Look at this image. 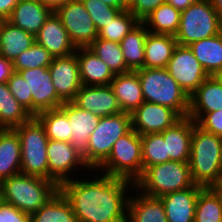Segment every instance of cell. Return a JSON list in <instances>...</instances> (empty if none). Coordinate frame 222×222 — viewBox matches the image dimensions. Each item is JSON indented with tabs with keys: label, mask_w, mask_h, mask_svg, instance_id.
Returning a JSON list of instances; mask_svg holds the SVG:
<instances>
[{
	"label": "cell",
	"mask_w": 222,
	"mask_h": 222,
	"mask_svg": "<svg viewBox=\"0 0 222 222\" xmlns=\"http://www.w3.org/2000/svg\"><path fill=\"white\" fill-rule=\"evenodd\" d=\"M99 174L90 180L71 177L59 185V191L71 204L79 222H127V191L134 190L135 184Z\"/></svg>",
	"instance_id": "obj_1"
},
{
	"label": "cell",
	"mask_w": 222,
	"mask_h": 222,
	"mask_svg": "<svg viewBox=\"0 0 222 222\" xmlns=\"http://www.w3.org/2000/svg\"><path fill=\"white\" fill-rule=\"evenodd\" d=\"M191 176L196 185L211 187L222 180V137L194 126L189 158Z\"/></svg>",
	"instance_id": "obj_2"
},
{
	"label": "cell",
	"mask_w": 222,
	"mask_h": 222,
	"mask_svg": "<svg viewBox=\"0 0 222 222\" xmlns=\"http://www.w3.org/2000/svg\"><path fill=\"white\" fill-rule=\"evenodd\" d=\"M58 191L59 185L56 182L23 173L0 183V199L29 215L39 210Z\"/></svg>",
	"instance_id": "obj_3"
},
{
	"label": "cell",
	"mask_w": 222,
	"mask_h": 222,
	"mask_svg": "<svg viewBox=\"0 0 222 222\" xmlns=\"http://www.w3.org/2000/svg\"><path fill=\"white\" fill-rule=\"evenodd\" d=\"M136 72L146 102L170 107L181 117L188 116L189 96L166 68L143 67Z\"/></svg>",
	"instance_id": "obj_4"
},
{
	"label": "cell",
	"mask_w": 222,
	"mask_h": 222,
	"mask_svg": "<svg viewBox=\"0 0 222 222\" xmlns=\"http://www.w3.org/2000/svg\"><path fill=\"white\" fill-rule=\"evenodd\" d=\"M134 184L136 191L141 190L142 194L156 198L195 185L189 163L178 161L147 167Z\"/></svg>",
	"instance_id": "obj_5"
},
{
	"label": "cell",
	"mask_w": 222,
	"mask_h": 222,
	"mask_svg": "<svg viewBox=\"0 0 222 222\" xmlns=\"http://www.w3.org/2000/svg\"><path fill=\"white\" fill-rule=\"evenodd\" d=\"M141 135L131 129L116 140L108 158L96 169L135 183L143 174ZM100 170V171H98Z\"/></svg>",
	"instance_id": "obj_6"
},
{
	"label": "cell",
	"mask_w": 222,
	"mask_h": 222,
	"mask_svg": "<svg viewBox=\"0 0 222 222\" xmlns=\"http://www.w3.org/2000/svg\"><path fill=\"white\" fill-rule=\"evenodd\" d=\"M222 32V19L210 0H197L181 11L175 39L180 46L212 37Z\"/></svg>",
	"instance_id": "obj_7"
},
{
	"label": "cell",
	"mask_w": 222,
	"mask_h": 222,
	"mask_svg": "<svg viewBox=\"0 0 222 222\" xmlns=\"http://www.w3.org/2000/svg\"><path fill=\"white\" fill-rule=\"evenodd\" d=\"M21 144V173L48 179V137L41 122L32 116L14 128Z\"/></svg>",
	"instance_id": "obj_8"
},
{
	"label": "cell",
	"mask_w": 222,
	"mask_h": 222,
	"mask_svg": "<svg viewBox=\"0 0 222 222\" xmlns=\"http://www.w3.org/2000/svg\"><path fill=\"white\" fill-rule=\"evenodd\" d=\"M132 129L131 114L121 112L100 118L88 139L87 165L94 171L108 158L117 139Z\"/></svg>",
	"instance_id": "obj_9"
},
{
	"label": "cell",
	"mask_w": 222,
	"mask_h": 222,
	"mask_svg": "<svg viewBox=\"0 0 222 222\" xmlns=\"http://www.w3.org/2000/svg\"><path fill=\"white\" fill-rule=\"evenodd\" d=\"M76 48L88 47L98 36L81 0H71L55 11Z\"/></svg>",
	"instance_id": "obj_10"
},
{
	"label": "cell",
	"mask_w": 222,
	"mask_h": 222,
	"mask_svg": "<svg viewBox=\"0 0 222 222\" xmlns=\"http://www.w3.org/2000/svg\"><path fill=\"white\" fill-rule=\"evenodd\" d=\"M166 69L188 96L209 77L188 46L177 45Z\"/></svg>",
	"instance_id": "obj_11"
},
{
	"label": "cell",
	"mask_w": 222,
	"mask_h": 222,
	"mask_svg": "<svg viewBox=\"0 0 222 222\" xmlns=\"http://www.w3.org/2000/svg\"><path fill=\"white\" fill-rule=\"evenodd\" d=\"M27 81L29 94H32V116L39 112L60 108L64 103L57 95L48 67L18 71Z\"/></svg>",
	"instance_id": "obj_12"
},
{
	"label": "cell",
	"mask_w": 222,
	"mask_h": 222,
	"mask_svg": "<svg viewBox=\"0 0 222 222\" xmlns=\"http://www.w3.org/2000/svg\"><path fill=\"white\" fill-rule=\"evenodd\" d=\"M48 179L60 185L75 169H90L83 156L69 142L48 140ZM77 167V168H76Z\"/></svg>",
	"instance_id": "obj_13"
},
{
	"label": "cell",
	"mask_w": 222,
	"mask_h": 222,
	"mask_svg": "<svg viewBox=\"0 0 222 222\" xmlns=\"http://www.w3.org/2000/svg\"><path fill=\"white\" fill-rule=\"evenodd\" d=\"M182 117L173 109L144 101L131 113L132 129L140 135L162 133Z\"/></svg>",
	"instance_id": "obj_14"
},
{
	"label": "cell",
	"mask_w": 222,
	"mask_h": 222,
	"mask_svg": "<svg viewBox=\"0 0 222 222\" xmlns=\"http://www.w3.org/2000/svg\"><path fill=\"white\" fill-rule=\"evenodd\" d=\"M48 69L58 97L63 102H72L82 86L76 52L53 58Z\"/></svg>",
	"instance_id": "obj_15"
},
{
	"label": "cell",
	"mask_w": 222,
	"mask_h": 222,
	"mask_svg": "<svg viewBox=\"0 0 222 222\" xmlns=\"http://www.w3.org/2000/svg\"><path fill=\"white\" fill-rule=\"evenodd\" d=\"M72 102L100 118L122 112L110 85H82Z\"/></svg>",
	"instance_id": "obj_16"
},
{
	"label": "cell",
	"mask_w": 222,
	"mask_h": 222,
	"mask_svg": "<svg viewBox=\"0 0 222 222\" xmlns=\"http://www.w3.org/2000/svg\"><path fill=\"white\" fill-rule=\"evenodd\" d=\"M60 109L67 115L72 134L71 145L83 156L87 164L88 139L97 127L100 117L79 108L73 102H64Z\"/></svg>",
	"instance_id": "obj_17"
},
{
	"label": "cell",
	"mask_w": 222,
	"mask_h": 222,
	"mask_svg": "<svg viewBox=\"0 0 222 222\" xmlns=\"http://www.w3.org/2000/svg\"><path fill=\"white\" fill-rule=\"evenodd\" d=\"M35 40L37 44L46 48L54 58L68 56L77 49L55 12H52L46 19L44 25L35 35Z\"/></svg>",
	"instance_id": "obj_18"
},
{
	"label": "cell",
	"mask_w": 222,
	"mask_h": 222,
	"mask_svg": "<svg viewBox=\"0 0 222 222\" xmlns=\"http://www.w3.org/2000/svg\"><path fill=\"white\" fill-rule=\"evenodd\" d=\"M203 188L195 184L188 189L161 196L168 222H194L198 194Z\"/></svg>",
	"instance_id": "obj_19"
},
{
	"label": "cell",
	"mask_w": 222,
	"mask_h": 222,
	"mask_svg": "<svg viewBox=\"0 0 222 222\" xmlns=\"http://www.w3.org/2000/svg\"><path fill=\"white\" fill-rule=\"evenodd\" d=\"M222 110V85L214 76H209L189 96L188 116L197 122L205 113Z\"/></svg>",
	"instance_id": "obj_20"
},
{
	"label": "cell",
	"mask_w": 222,
	"mask_h": 222,
	"mask_svg": "<svg viewBox=\"0 0 222 222\" xmlns=\"http://www.w3.org/2000/svg\"><path fill=\"white\" fill-rule=\"evenodd\" d=\"M195 125L196 122L186 116L161 133L171 161L189 162L192 132Z\"/></svg>",
	"instance_id": "obj_21"
},
{
	"label": "cell",
	"mask_w": 222,
	"mask_h": 222,
	"mask_svg": "<svg viewBox=\"0 0 222 222\" xmlns=\"http://www.w3.org/2000/svg\"><path fill=\"white\" fill-rule=\"evenodd\" d=\"M51 13L52 11L39 0H20L7 21L36 35Z\"/></svg>",
	"instance_id": "obj_22"
},
{
	"label": "cell",
	"mask_w": 222,
	"mask_h": 222,
	"mask_svg": "<svg viewBox=\"0 0 222 222\" xmlns=\"http://www.w3.org/2000/svg\"><path fill=\"white\" fill-rule=\"evenodd\" d=\"M110 86L117 97L122 112L131 114L145 101L136 71L116 74L110 82Z\"/></svg>",
	"instance_id": "obj_23"
},
{
	"label": "cell",
	"mask_w": 222,
	"mask_h": 222,
	"mask_svg": "<svg viewBox=\"0 0 222 222\" xmlns=\"http://www.w3.org/2000/svg\"><path fill=\"white\" fill-rule=\"evenodd\" d=\"M79 74L82 85H110L114 74L88 47L76 49Z\"/></svg>",
	"instance_id": "obj_24"
},
{
	"label": "cell",
	"mask_w": 222,
	"mask_h": 222,
	"mask_svg": "<svg viewBox=\"0 0 222 222\" xmlns=\"http://www.w3.org/2000/svg\"><path fill=\"white\" fill-rule=\"evenodd\" d=\"M21 173V144L14 129H0V183Z\"/></svg>",
	"instance_id": "obj_25"
},
{
	"label": "cell",
	"mask_w": 222,
	"mask_h": 222,
	"mask_svg": "<svg viewBox=\"0 0 222 222\" xmlns=\"http://www.w3.org/2000/svg\"><path fill=\"white\" fill-rule=\"evenodd\" d=\"M35 35L3 20L0 25V56L14 61L23 51L34 43Z\"/></svg>",
	"instance_id": "obj_26"
},
{
	"label": "cell",
	"mask_w": 222,
	"mask_h": 222,
	"mask_svg": "<svg viewBox=\"0 0 222 222\" xmlns=\"http://www.w3.org/2000/svg\"><path fill=\"white\" fill-rule=\"evenodd\" d=\"M178 43L173 35L148 32L145 41V68H166Z\"/></svg>",
	"instance_id": "obj_27"
},
{
	"label": "cell",
	"mask_w": 222,
	"mask_h": 222,
	"mask_svg": "<svg viewBox=\"0 0 222 222\" xmlns=\"http://www.w3.org/2000/svg\"><path fill=\"white\" fill-rule=\"evenodd\" d=\"M127 222H168L160 198L142 194L128 200Z\"/></svg>",
	"instance_id": "obj_28"
},
{
	"label": "cell",
	"mask_w": 222,
	"mask_h": 222,
	"mask_svg": "<svg viewBox=\"0 0 222 222\" xmlns=\"http://www.w3.org/2000/svg\"><path fill=\"white\" fill-rule=\"evenodd\" d=\"M146 26L139 22L119 43L127 68L136 71L144 67Z\"/></svg>",
	"instance_id": "obj_29"
},
{
	"label": "cell",
	"mask_w": 222,
	"mask_h": 222,
	"mask_svg": "<svg viewBox=\"0 0 222 222\" xmlns=\"http://www.w3.org/2000/svg\"><path fill=\"white\" fill-rule=\"evenodd\" d=\"M209 76L222 68V32L188 45Z\"/></svg>",
	"instance_id": "obj_30"
},
{
	"label": "cell",
	"mask_w": 222,
	"mask_h": 222,
	"mask_svg": "<svg viewBox=\"0 0 222 222\" xmlns=\"http://www.w3.org/2000/svg\"><path fill=\"white\" fill-rule=\"evenodd\" d=\"M32 115L10 92L7 83H0V129H14Z\"/></svg>",
	"instance_id": "obj_31"
},
{
	"label": "cell",
	"mask_w": 222,
	"mask_h": 222,
	"mask_svg": "<svg viewBox=\"0 0 222 222\" xmlns=\"http://www.w3.org/2000/svg\"><path fill=\"white\" fill-rule=\"evenodd\" d=\"M180 19L181 11L168 3H164L148 14L141 22L151 33L175 36Z\"/></svg>",
	"instance_id": "obj_32"
},
{
	"label": "cell",
	"mask_w": 222,
	"mask_h": 222,
	"mask_svg": "<svg viewBox=\"0 0 222 222\" xmlns=\"http://www.w3.org/2000/svg\"><path fill=\"white\" fill-rule=\"evenodd\" d=\"M31 222H79L69 201L58 191L45 205L30 215Z\"/></svg>",
	"instance_id": "obj_33"
},
{
	"label": "cell",
	"mask_w": 222,
	"mask_h": 222,
	"mask_svg": "<svg viewBox=\"0 0 222 222\" xmlns=\"http://www.w3.org/2000/svg\"><path fill=\"white\" fill-rule=\"evenodd\" d=\"M43 125L49 140L69 142L72 134L67 115L60 109L39 112L35 116Z\"/></svg>",
	"instance_id": "obj_34"
},
{
	"label": "cell",
	"mask_w": 222,
	"mask_h": 222,
	"mask_svg": "<svg viewBox=\"0 0 222 222\" xmlns=\"http://www.w3.org/2000/svg\"><path fill=\"white\" fill-rule=\"evenodd\" d=\"M88 48L108 65L114 75L130 72L119 43L96 38Z\"/></svg>",
	"instance_id": "obj_35"
},
{
	"label": "cell",
	"mask_w": 222,
	"mask_h": 222,
	"mask_svg": "<svg viewBox=\"0 0 222 222\" xmlns=\"http://www.w3.org/2000/svg\"><path fill=\"white\" fill-rule=\"evenodd\" d=\"M194 222H222L220 199L210 187L203 188L198 194Z\"/></svg>",
	"instance_id": "obj_36"
},
{
	"label": "cell",
	"mask_w": 222,
	"mask_h": 222,
	"mask_svg": "<svg viewBox=\"0 0 222 222\" xmlns=\"http://www.w3.org/2000/svg\"><path fill=\"white\" fill-rule=\"evenodd\" d=\"M141 140L143 171L147 167L171 161L161 133L141 135Z\"/></svg>",
	"instance_id": "obj_37"
},
{
	"label": "cell",
	"mask_w": 222,
	"mask_h": 222,
	"mask_svg": "<svg viewBox=\"0 0 222 222\" xmlns=\"http://www.w3.org/2000/svg\"><path fill=\"white\" fill-rule=\"evenodd\" d=\"M139 22L129 10H122L98 32L97 38L120 43Z\"/></svg>",
	"instance_id": "obj_38"
},
{
	"label": "cell",
	"mask_w": 222,
	"mask_h": 222,
	"mask_svg": "<svg viewBox=\"0 0 222 222\" xmlns=\"http://www.w3.org/2000/svg\"><path fill=\"white\" fill-rule=\"evenodd\" d=\"M53 58L46 48L35 42L13 61L14 70L18 72L24 69L48 67Z\"/></svg>",
	"instance_id": "obj_39"
},
{
	"label": "cell",
	"mask_w": 222,
	"mask_h": 222,
	"mask_svg": "<svg viewBox=\"0 0 222 222\" xmlns=\"http://www.w3.org/2000/svg\"><path fill=\"white\" fill-rule=\"evenodd\" d=\"M93 20L97 32L112 21L122 10L106 5L100 0H81Z\"/></svg>",
	"instance_id": "obj_40"
},
{
	"label": "cell",
	"mask_w": 222,
	"mask_h": 222,
	"mask_svg": "<svg viewBox=\"0 0 222 222\" xmlns=\"http://www.w3.org/2000/svg\"><path fill=\"white\" fill-rule=\"evenodd\" d=\"M8 88L18 102L32 115V94L27 81L19 72H14L7 82Z\"/></svg>",
	"instance_id": "obj_41"
},
{
	"label": "cell",
	"mask_w": 222,
	"mask_h": 222,
	"mask_svg": "<svg viewBox=\"0 0 222 222\" xmlns=\"http://www.w3.org/2000/svg\"><path fill=\"white\" fill-rule=\"evenodd\" d=\"M196 125L208 133L222 137V110L205 113Z\"/></svg>",
	"instance_id": "obj_42"
},
{
	"label": "cell",
	"mask_w": 222,
	"mask_h": 222,
	"mask_svg": "<svg viewBox=\"0 0 222 222\" xmlns=\"http://www.w3.org/2000/svg\"><path fill=\"white\" fill-rule=\"evenodd\" d=\"M166 0H130L129 11L141 22L148 14Z\"/></svg>",
	"instance_id": "obj_43"
},
{
	"label": "cell",
	"mask_w": 222,
	"mask_h": 222,
	"mask_svg": "<svg viewBox=\"0 0 222 222\" xmlns=\"http://www.w3.org/2000/svg\"><path fill=\"white\" fill-rule=\"evenodd\" d=\"M30 215L0 199V222H28Z\"/></svg>",
	"instance_id": "obj_44"
},
{
	"label": "cell",
	"mask_w": 222,
	"mask_h": 222,
	"mask_svg": "<svg viewBox=\"0 0 222 222\" xmlns=\"http://www.w3.org/2000/svg\"><path fill=\"white\" fill-rule=\"evenodd\" d=\"M14 72L13 62L0 56V83H7Z\"/></svg>",
	"instance_id": "obj_45"
},
{
	"label": "cell",
	"mask_w": 222,
	"mask_h": 222,
	"mask_svg": "<svg viewBox=\"0 0 222 222\" xmlns=\"http://www.w3.org/2000/svg\"><path fill=\"white\" fill-rule=\"evenodd\" d=\"M20 0H0V17L7 20Z\"/></svg>",
	"instance_id": "obj_46"
},
{
	"label": "cell",
	"mask_w": 222,
	"mask_h": 222,
	"mask_svg": "<svg viewBox=\"0 0 222 222\" xmlns=\"http://www.w3.org/2000/svg\"><path fill=\"white\" fill-rule=\"evenodd\" d=\"M108 6L119 8L121 10H129L130 0H100Z\"/></svg>",
	"instance_id": "obj_47"
},
{
	"label": "cell",
	"mask_w": 222,
	"mask_h": 222,
	"mask_svg": "<svg viewBox=\"0 0 222 222\" xmlns=\"http://www.w3.org/2000/svg\"><path fill=\"white\" fill-rule=\"evenodd\" d=\"M196 1L197 0H166V3L172 5L175 9L179 11H183Z\"/></svg>",
	"instance_id": "obj_48"
},
{
	"label": "cell",
	"mask_w": 222,
	"mask_h": 222,
	"mask_svg": "<svg viewBox=\"0 0 222 222\" xmlns=\"http://www.w3.org/2000/svg\"><path fill=\"white\" fill-rule=\"evenodd\" d=\"M42 4H44L47 8H49L52 12H55L62 5L71 0H39Z\"/></svg>",
	"instance_id": "obj_49"
},
{
	"label": "cell",
	"mask_w": 222,
	"mask_h": 222,
	"mask_svg": "<svg viewBox=\"0 0 222 222\" xmlns=\"http://www.w3.org/2000/svg\"><path fill=\"white\" fill-rule=\"evenodd\" d=\"M210 188L219 197L221 205H222V180L220 182L216 183V184H213Z\"/></svg>",
	"instance_id": "obj_50"
},
{
	"label": "cell",
	"mask_w": 222,
	"mask_h": 222,
	"mask_svg": "<svg viewBox=\"0 0 222 222\" xmlns=\"http://www.w3.org/2000/svg\"><path fill=\"white\" fill-rule=\"evenodd\" d=\"M210 2L222 19V0H210Z\"/></svg>",
	"instance_id": "obj_51"
},
{
	"label": "cell",
	"mask_w": 222,
	"mask_h": 222,
	"mask_svg": "<svg viewBox=\"0 0 222 222\" xmlns=\"http://www.w3.org/2000/svg\"><path fill=\"white\" fill-rule=\"evenodd\" d=\"M218 81L219 83L222 85V68L213 75Z\"/></svg>",
	"instance_id": "obj_52"
}]
</instances>
